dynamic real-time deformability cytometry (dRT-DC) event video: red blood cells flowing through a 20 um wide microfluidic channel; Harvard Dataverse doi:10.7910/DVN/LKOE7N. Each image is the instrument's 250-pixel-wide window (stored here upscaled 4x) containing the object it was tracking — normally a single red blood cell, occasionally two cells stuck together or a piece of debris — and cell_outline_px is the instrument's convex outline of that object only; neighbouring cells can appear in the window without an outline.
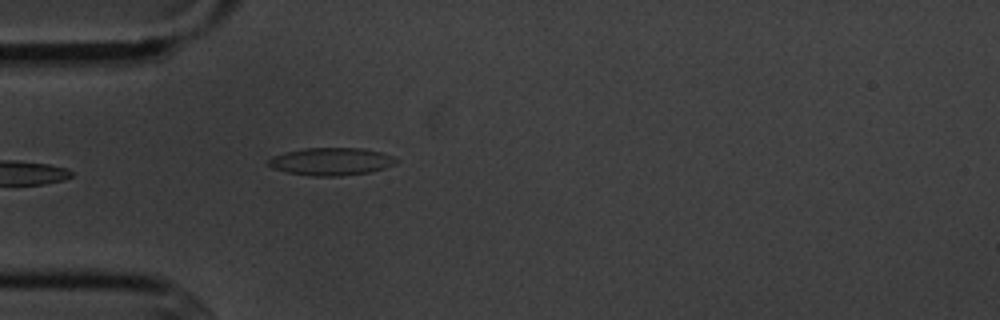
{"species": "common noctule bat (a hibernating species)", "species_latin": "Nyctalus noctula", "temperature_condition": "cold", "stored_images_in_passage": 6, "camera_frame_rate_fps": 3000, "um_per_image_px": 0.085, "animal": {"sex": "male", "body_mass_g": 20.1, "forearm_length_mm": 53.5}, "frame": {"image": 1, "passage_image": 6, "time_ms": 6.0, "image_size_px": [1000, 320], "cell_outline_px": [[400, 160], [396, 164], [372, 172], [340, 176], [312, 176], [288, 172], [272, 168], [268, 164], [268, 160], [272, 156], [284, 152], [304, 148], [364, 148], [380, 152], [392, 156]], "centroid_in_image_um": [28.17, 13.73], "position_along_channel_um": 56.8, "area_um2": 20.69}}